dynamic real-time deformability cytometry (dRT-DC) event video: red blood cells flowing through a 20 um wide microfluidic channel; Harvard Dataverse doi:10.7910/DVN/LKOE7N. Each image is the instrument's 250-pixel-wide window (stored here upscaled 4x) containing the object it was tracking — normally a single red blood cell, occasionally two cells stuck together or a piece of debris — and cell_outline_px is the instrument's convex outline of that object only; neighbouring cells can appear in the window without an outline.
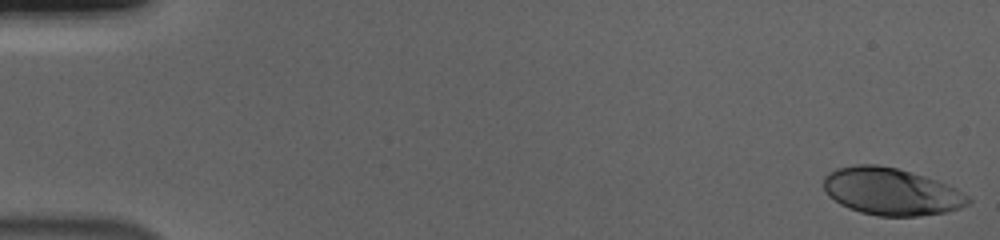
{"species": "human", "species_latin": "Homo sapiens", "temperature_condition": "cold", "stored_images_in_passage": 56, "camera_frame_rate_fps": 3000, "um_per_image_px": 0.085, "donor": {"sex": "male"}, "frame": {"image": 1, "passage_image": 1, "time_ms": 0.0, "image_size_px": [1000, 240], "cell_outline_px": [[972, 200], [968, 204], [960, 208], [944, 212], [920, 216], [880, 216], [860, 212], [848, 208], [840, 204], [828, 196], [824, 188], [824, 176], [828, 172], [836, 168], [860, 164], [876, 164], [896, 168], [924, 176], [936, 180], [968, 196]], "centroid_in_image_um": [75.7, 16.28], "position_along_channel_um": 9.3, "area_um2": 39.48}}
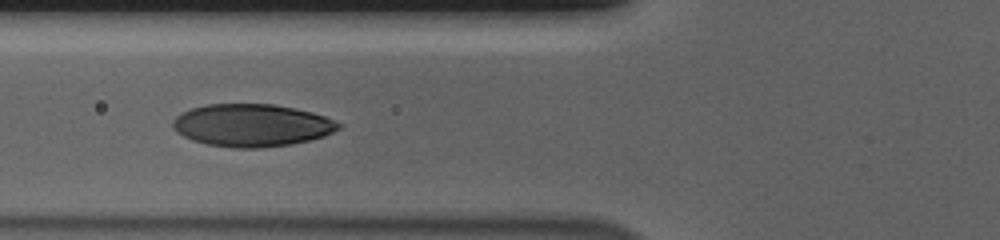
{"frame": {"image": 2, "passage_image": 22, "time_ms": 7.0, "image_size_px": [1000, 240], "cell_outline_px": [[344, 124], [340, 128], [324, 136], [292, 144], [260, 148], [232, 148], [208, 144], [192, 140], [176, 132], [172, 124], [172, 120], [176, 116], [192, 108], [208, 104], [272, 104], [312, 112], [324, 116]], "centroid_in_image_um": [21.41, 10.65], "position_along_channel_um": 104.4, "area_um2": 40.98}}
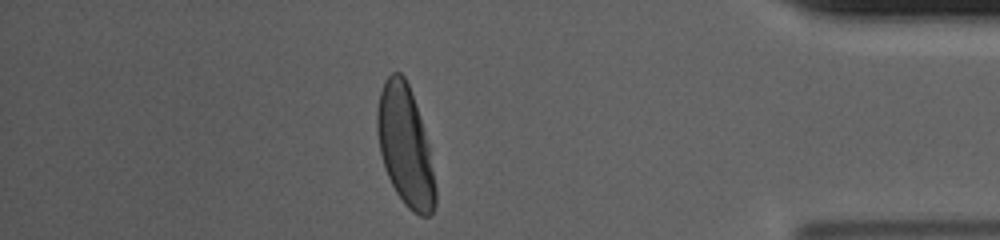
{"frame": {"image": 3, "passage_image": 49, "time_ms": 16.0, "image_size_px": [1000, 240], "cell_outline_px": [[436, 204], [432, 212], [428, 216], [420, 216], [412, 212], [404, 204], [396, 192], [388, 176], [380, 152], [376, 128], [376, 112], [380, 92], [384, 80], [392, 72], [400, 72], [404, 76], [408, 84], [428, 144], [436, 188]], "centroid_in_image_um": [34.43, 12.43], "position_along_channel_um": 400.8, "area_um2": 40.17}, "authors_computed_cell_mechanics": {"area_um2": 40.5467, "velocity_mm_per_s": 3.6704, "shape_relaxation_time_tau1_ms": 2.8707, "shape_relaxation_time_tau2_ms": null, "deformation_change_tau1": 0.1789, "deformation_change_tau2": null}}